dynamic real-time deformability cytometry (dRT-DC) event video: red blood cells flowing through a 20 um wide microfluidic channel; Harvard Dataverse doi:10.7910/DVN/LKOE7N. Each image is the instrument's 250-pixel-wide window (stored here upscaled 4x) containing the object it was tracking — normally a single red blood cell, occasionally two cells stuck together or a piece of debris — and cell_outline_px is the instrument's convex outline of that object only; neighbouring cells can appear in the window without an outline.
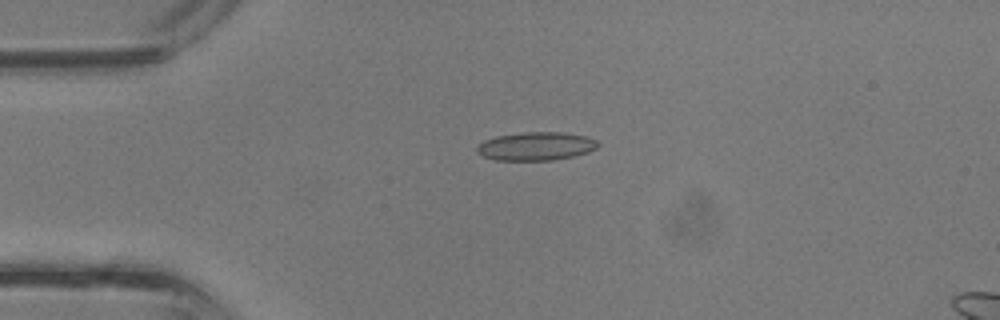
{"species": "common noctule bat (a hibernating species)", "species_latin": "Nyctalus noctula", "temperature_condition": "room temperature", "stored_images_in_passage": 38, "camera_frame_rate_fps": 3000, "um_per_image_px": 0.085, "animal": {"sex": "male", "body_mass_g": 13.3}, "frame": {"image": 1, "passage_image": 9, "time_ms": 2.667, "image_size_px": [1000, 320], "cell_outline_px": [[600, 144], [596, 148], [588, 152], [572, 156], [552, 160], [496, 160], [484, 156], [476, 152], [476, 148], [484, 140], [496, 136], [524, 132], [564, 132], [588, 136], [596, 140]], "centroid_in_image_um": [45.58, 12.42], "position_along_channel_um": 39.4, "area_um2": 20.0}}
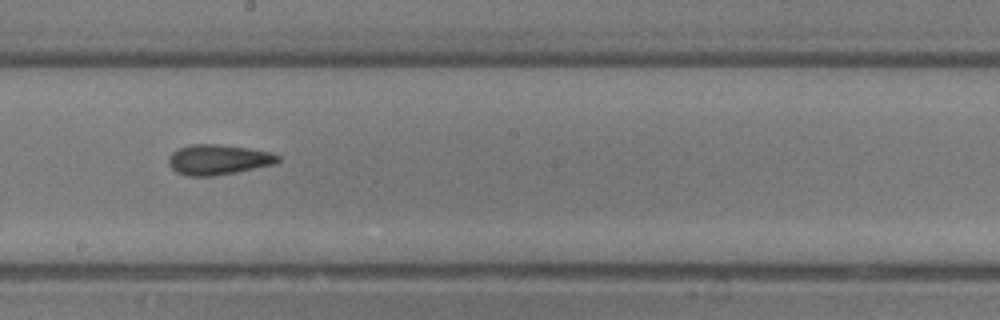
{"frame": {"image": 2, "passage_image": 21, "time_ms": 6.667, "image_size_px": [1000, 320], "cell_outline_px": [[280, 160], [276, 164], [236, 172], [212, 176], [188, 176], [176, 172], [168, 164], [168, 156], [172, 152], [188, 144], [216, 144], [248, 148], [272, 152], [280, 156]], "centroid_in_image_um": [18.55, 13.57], "position_along_channel_um": 229.6, "area_um2": 19.36}}
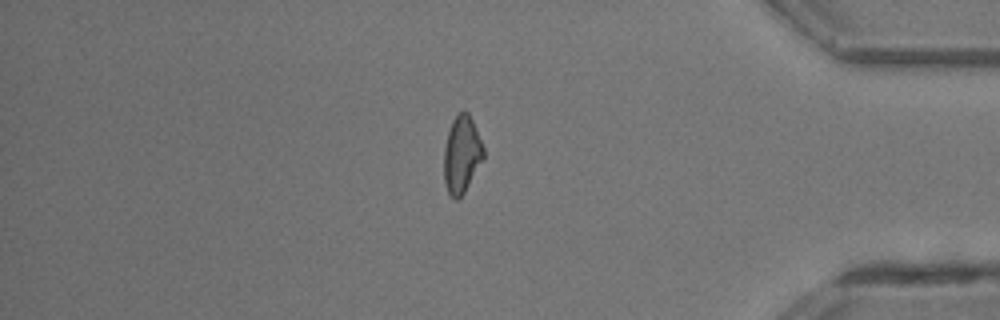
{"frame": {"image": 3, "passage_image": 32, "time_ms": 10.333, "image_size_px": [1000, 320], "cell_outline_px": [[484, 156], [464, 192], [456, 200], [448, 192], [444, 184], [444, 148], [448, 132], [452, 120], [464, 108], [468, 112], [472, 120], [484, 148]], "centroid_in_image_um": [39.23, 13.1], "position_along_channel_um": 396.0, "area_um2": 17.51}}